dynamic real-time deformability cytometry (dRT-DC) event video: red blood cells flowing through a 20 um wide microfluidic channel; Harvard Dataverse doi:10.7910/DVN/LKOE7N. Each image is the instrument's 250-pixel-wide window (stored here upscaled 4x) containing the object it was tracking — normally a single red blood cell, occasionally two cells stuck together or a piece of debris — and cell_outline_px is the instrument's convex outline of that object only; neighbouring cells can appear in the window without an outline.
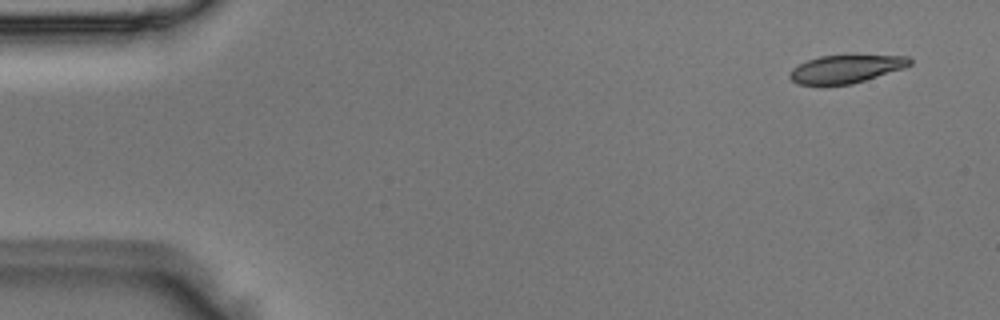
{"species": "Egyptian fruit bat (a non-hibernating species)", "species_latin": "Rousettus aegyptiacus", "temperature_condition": "room temperature", "stored_images_in_passage": 5, "camera_frame_rate_fps": 3000, "um_per_image_px": 0.085, "animal": {"sex": "male"}, "frame": {"image": 1, "passage_image": 1, "time_ms": 0.0, "image_size_px": [1000, 320], "cell_outline_px": [[912, 64], [904, 68], [852, 84], [796, 84], [788, 76], [788, 72], [792, 68], [808, 60], [820, 56], [852, 52], [908, 56], [912, 60]], "centroid_in_image_um": [71.96, 5.79], "position_along_channel_um": 13.0, "area_um2": 20.52}}
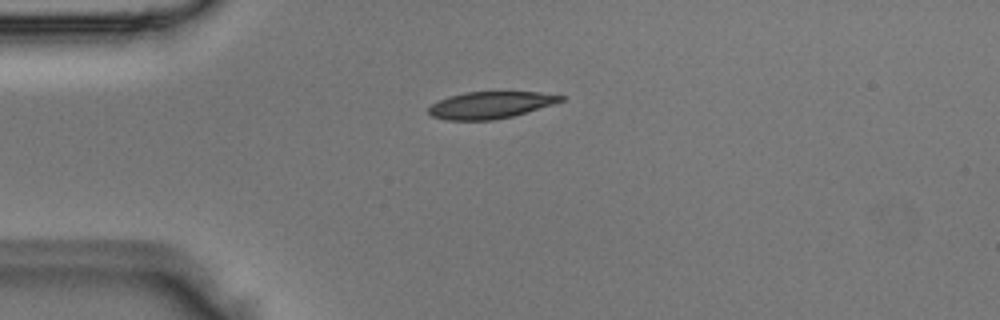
{"frame": {"image": 2, "passage_image": 3, "time_ms": 0.667, "image_size_px": [1000, 320], "cell_outline_px": [[564, 100], [552, 104], [512, 116], [492, 120], [448, 120], [432, 116], [428, 112], [428, 108], [436, 100], [448, 96], [464, 92], [540, 92], [564, 96]], "centroid_in_image_um": [41.63, 8.92], "position_along_channel_um": 43.4, "area_um2": 20.58}}
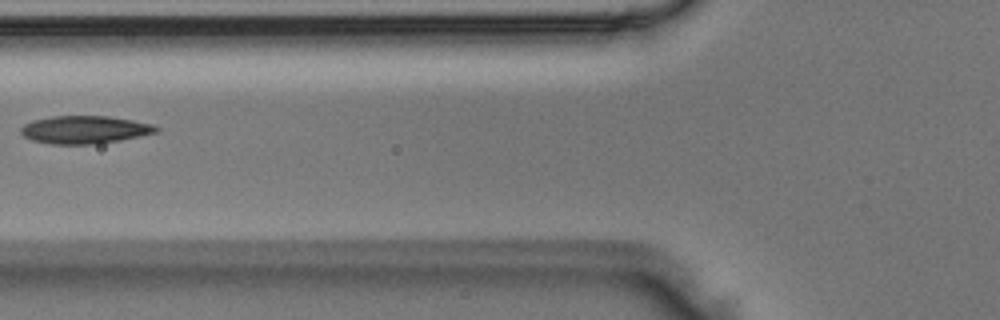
{"frame": {"image": 3, "passage_image": 5, "time_ms": 1.333, "image_size_px": [1000, 320], "cell_outline_px": [[160, 132], [120, 140], [96, 144], [52, 144], [32, 140], [24, 136], [20, 132], [20, 128], [24, 124], [32, 120], [52, 116], [108, 116], [132, 120], [152, 124], [160, 128]], "centroid_in_image_um": [7.21, 11.02], "position_along_channel_um": 118.6, "area_um2": 22.02}}